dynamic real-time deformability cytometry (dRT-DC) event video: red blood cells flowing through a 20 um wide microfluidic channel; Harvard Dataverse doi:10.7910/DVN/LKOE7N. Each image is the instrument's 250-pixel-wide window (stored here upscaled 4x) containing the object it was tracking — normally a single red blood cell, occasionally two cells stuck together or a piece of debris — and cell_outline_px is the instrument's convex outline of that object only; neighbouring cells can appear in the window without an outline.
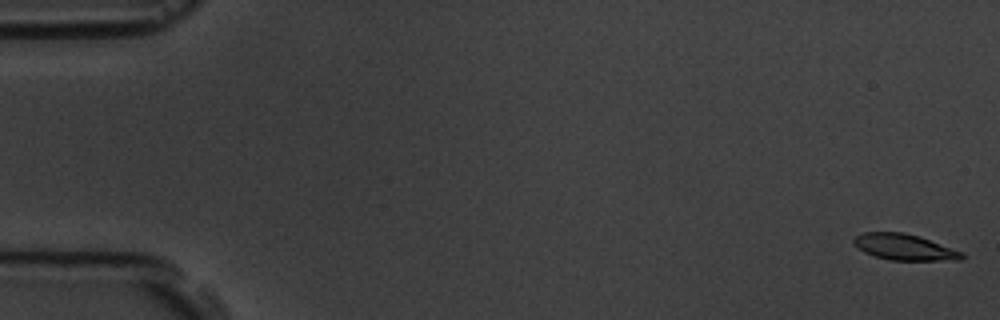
{"species": "common noctule bat (a hibernating species)", "species_latin": "Nyctalus noctula", "temperature_condition": "room temperature", "stored_images_in_passage": 7, "camera_frame_rate_fps": 3000, "um_per_image_px": 0.085, "animal": {"sex": "male", "body_mass_g": 19.5, "forearm_length_mm": 54.6}, "frame": {"image": 1, "passage_image": 1, "time_ms": 0.0, "image_size_px": [1000, 320], "cell_outline_px": [[964, 256], [960, 260], [888, 260], [864, 252], [852, 240], [860, 232], [904, 232], [920, 236], [964, 252]], "centroid_in_image_um": [76.9, 20.99], "position_along_channel_um": 8.1, "area_um2": 16.42}}
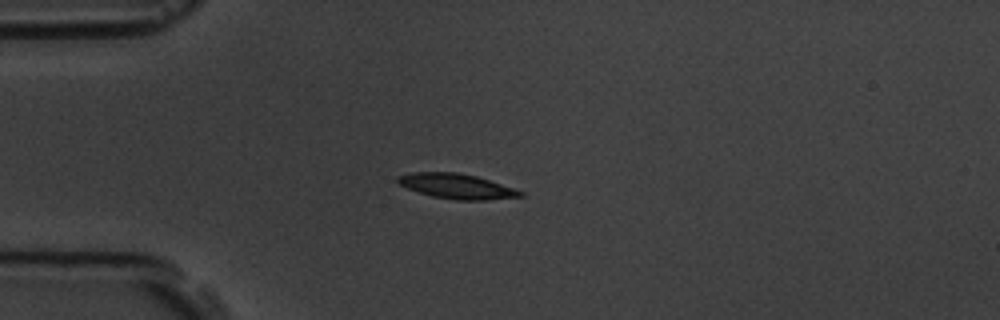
{"frame": {"image": 2, "passage_image": 5, "time_ms": 4.667, "image_size_px": [1000, 320], "cell_outline_px": [[524, 196], [488, 200], [456, 200], [432, 196], [408, 188], [400, 184], [396, 180], [396, 176], [412, 172], [456, 172], [476, 176], [524, 192]], "centroid_in_image_um": [38.8, 15.83], "position_along_channel_um": 46.2, "area_um2": 17.63}}
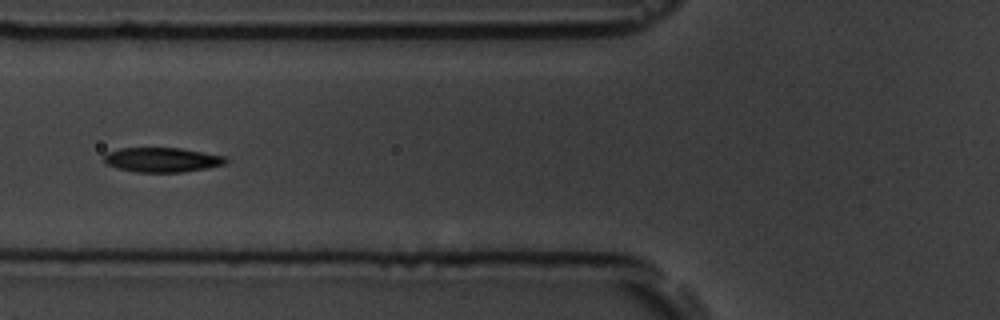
{"frame": {"image": 3, "passage_image": 7, "time_ms": 7.0, "image_size_px": [1000, 320], "cell_outline_px": [[228, 160], [224, 164], [184, 172], [136, 172], [116, 168], [104, 164], [104, 152], [120, 148], [180, 148], [224, 156]], "centroid_in_image_um": [13.69, 13.58], "position_along_channel_um": 112.1, "area_um2": 17.46}}